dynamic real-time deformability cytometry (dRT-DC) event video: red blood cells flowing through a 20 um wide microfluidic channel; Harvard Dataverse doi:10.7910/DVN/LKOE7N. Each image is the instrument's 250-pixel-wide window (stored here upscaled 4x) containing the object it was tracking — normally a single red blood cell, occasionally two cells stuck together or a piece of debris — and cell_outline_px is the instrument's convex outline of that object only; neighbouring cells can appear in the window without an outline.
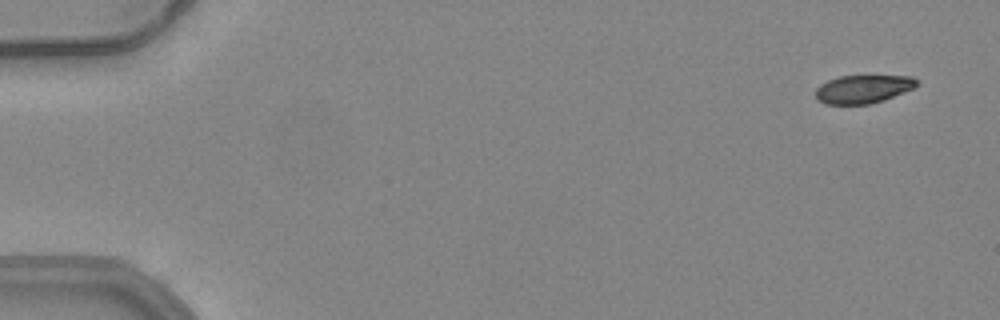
{"species": "common noctule bat (a hibernating species)", "species_latin": "Nyctalus noctula", "temperature_condition": "warm", "stored_images_in_passage": 53, "camera_frame_rate_fps": 3000, "um_per_image_px": 0.085, "animal": {"sex": "female", "body_mass_g": 24.6, "forearm_length_mm": 56.2}, "frame": {"image": 1, "passage_image": 3, "time_ms": 0.667, "image_size_px": [1000, 320], "cell_outline_px": [[920, 84], [916, 88], [884, 100], [872, 104], [824, 104], [816, 100], [816, 88], [820, 84], [828, 80], [840, 76], [912, 76], [920, 80]], "centroid_in_image_um": [73.41, 7.57], "position_along_channel_um": 11.6, "area_um2": 16.99}}
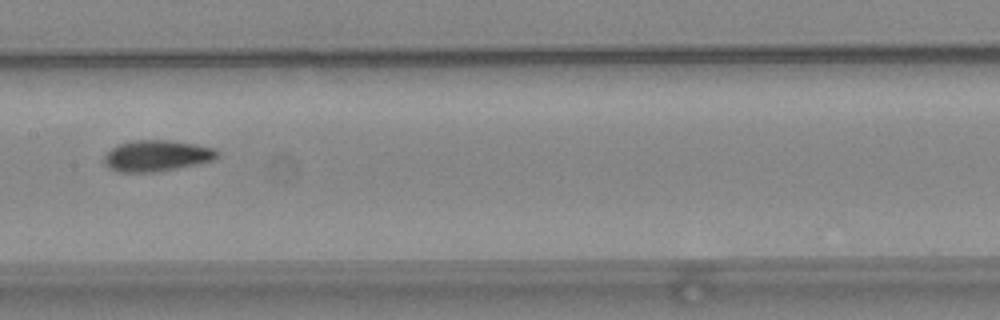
{"frame": {"image": 2, "passage_image": 28, "time_ms": 9.0, "image_size_px": [1000, 320], "cell_outline_px": [[220, 152], [212, 160], [196, 164], [156, 172], [116, 172], [108, 168], [104, 164], [104, 156], [112, 148], [120, 144], [136, 140], [172, 140], [216, 148]], "centroid_in_image_um": [13.31, 13.24], "position_along_channel_um": 194.1, "area_um2": 20.46}}
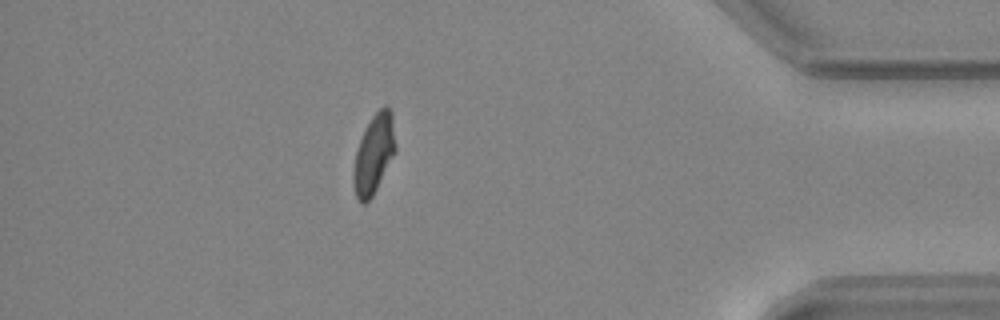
{"frame": {"image": 3, "passage_image": 47, "time_ms": 15.333, "image_size_px": [1000, 320], "cell_outline_px": [[396, 152], [372, 196], [364, 204], [360, 204], [356, 196], [352, 184], [352, 176], [356, 152], [360, 140], [372, 116], [384, 104], [388, 104], [392, 112], [396, 144]], "centroid_in_image_um": [31.79, 13.08], "position_along_channel_um": 403.4, "area_um2": 19.48}, "authors_computed_cell_mechanics": {"area_um2": 19.7098, "velocity_mm_per_s": 3.9451, "shape_relaxation_time_tau1_ms": 10.3777, "shape_relaxation_time_tau2_ms": 1.9833, "deformation_change_tau1": 0.2431, "deformation_change_tau2": 0.0718}}